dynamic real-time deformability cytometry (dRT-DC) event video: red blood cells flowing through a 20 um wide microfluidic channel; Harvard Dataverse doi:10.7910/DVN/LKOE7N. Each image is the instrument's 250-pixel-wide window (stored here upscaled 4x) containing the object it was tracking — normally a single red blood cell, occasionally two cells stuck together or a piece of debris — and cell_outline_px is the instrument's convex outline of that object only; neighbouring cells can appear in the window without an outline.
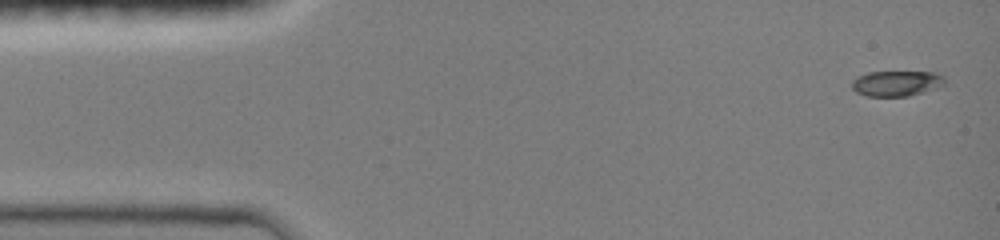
{"species": "common noctule bat (a hibernating species)", "species_latin": "Nyctalus noctula", "temperature_condition": "room temperature", "stored_images_in_passage": 16, "camera_frame_rate_fps": 3000, "um_per_image_px": 0.085, "animal": {"sex": "female", "body_mass_g": 19.0, "forearm_length_mm": 51.5}, "frame": {"image": 1, "passage_image": 1, "time_ms": 0.0, "image_size_px": [1000, 240], "cell_outline_px": [[944, 84], [936, 88], [924, 92], [908, 96], [868, 96], [856, 92], [852, 88], [852, 80], [856, 76], [868, 72], [936, 72], [944, 76]], "centroid_in_image_um": [76.19, 7.08], "position_along_channel_um": 8.8, "area_um2": 13.81}}
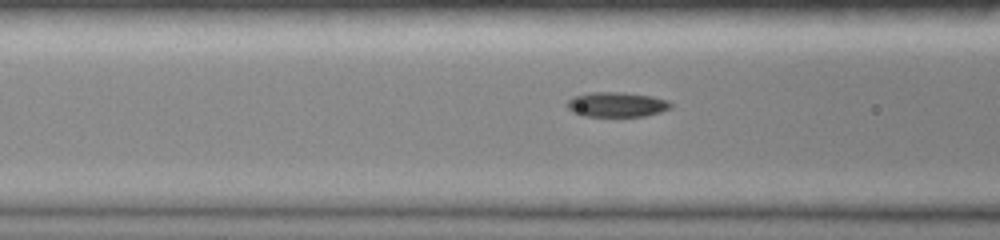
{"frame": {"image": 2, "passage_image": 10, "time_ms": 5.333, "image_size_px": [1000, 240], "cell_outline_px": [[672, 108], [660, 112], [644, 116], [584, 116], [572, 112], [568, 108], [568, 100], [572, 96], [592, 92], [620, 92], [652, 96], [668, 100], [672, 104]], "centroid_in_image_um": [52.43, 8.88], "position_along_channel_um": 114.2, "area_um2": 15.03}}
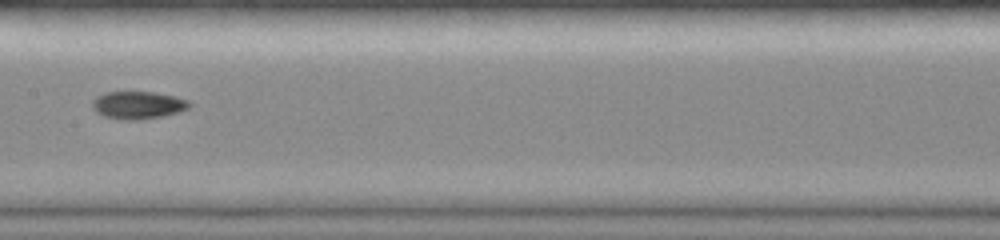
{"frame": {"image": 3, "passage_image": 14, "time_ms": 7.333, "image_size_px": [1000, 240], "cell_outline_px": [[192, 104], [188, 108], [180, 112], [164, 116], [136, 120], [124, 120], [104, 116], [96, 112], [92, 108], [92, 100], [96, 96], [104, 92], [152, 92], [176, 96], [188, 100]], "centroid_in_image_um": [11.73, 8.93], "position_along_channel_um": 195.7, "area_um2": 15.78}}